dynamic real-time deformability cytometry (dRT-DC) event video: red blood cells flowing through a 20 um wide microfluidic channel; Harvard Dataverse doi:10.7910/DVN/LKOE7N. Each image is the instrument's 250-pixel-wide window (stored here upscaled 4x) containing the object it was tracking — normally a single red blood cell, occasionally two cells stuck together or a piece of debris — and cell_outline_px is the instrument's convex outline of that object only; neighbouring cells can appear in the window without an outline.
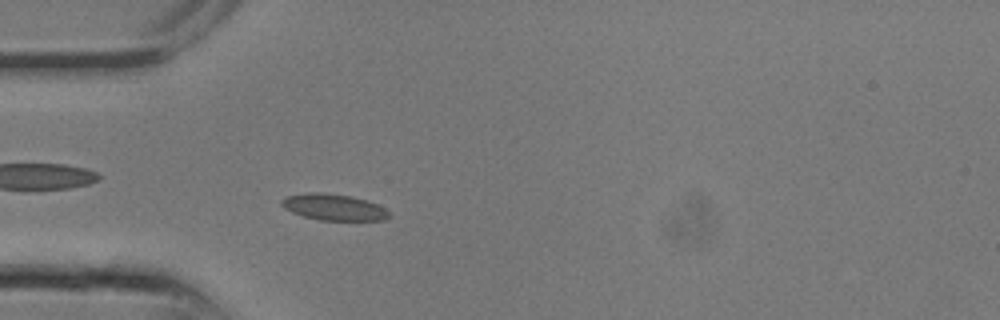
{"species": "common noctule bat (a hibernating species)", "species_latin": "Nyctalus noctula", "temperature_condition": "room temperature", "stored_images_in_passage": 17, "camera_frame_rate_fps": 3000, "um_per_image_px": 0.085, "animal": {"sex": "male", "body_mass_g": 13.3}, "frame": {"image": 1, "passage_image": 9, "time_ms": 2.667, "image_size_px": [1000, 320], "cell_outline_px": [[388, 216], [384, 220], [320, 220], [304, 216], [292, 212], [284, 208], [280, 204], [280, 200], [288, 196], [308, 192], [320, 192], [352, 196], [368, 200], [384, 208], [388, 212]], "centroid_in_image_um": [28.34, 17.6], "position_along_channel_um": 56.7, "area_um2": 16.36}}
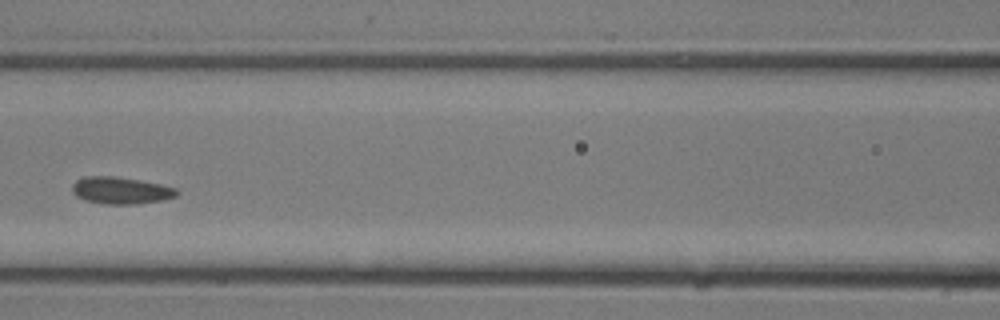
{"frame": {"image": 2, "passage_image": 13, "time_ms": 4.0, "image_size_px": [1000, 320], "cell_outline_px": [[180, 192], [176, 196], [164, 200], [136, 204], [104, 204], [84, 200], [76, 196], [72, 192], [72, 184], [76, 180], [84, 176], [112, 176], [140, 180], [160, 184], [176, 188]], "centroid_in_image_um": [10.26, 16.19], "position_along_channel_um": 156.3, "area_um2": 16.59}}
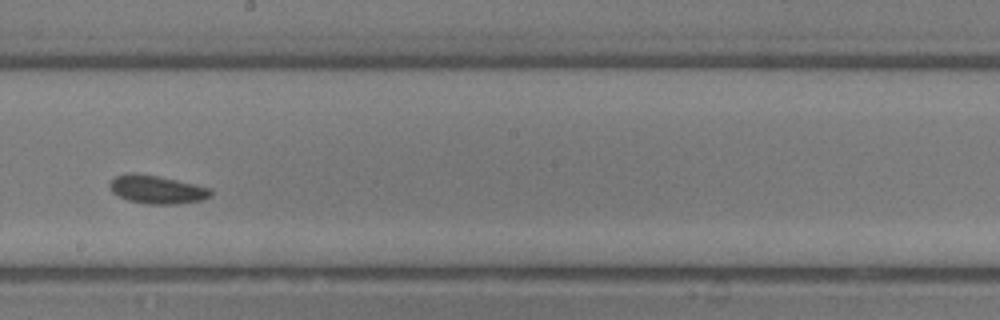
{"frame": {"image": 3, "passage_image": 16, "time_ms": 5.0, "image_size_px": [1000, 320], "cell_outline_px": [[212, 196], [204, 200], [176, 204], [148, 204], [128, 200], [112, 192], [108, 188], [108, 184], [116, 176], [156, 176], [196, 184], [212, 188]], "centroid_in_image_um": [13.44, 16.16], "position_along_channel_um": 234.8, "area_um2": 16.13}}